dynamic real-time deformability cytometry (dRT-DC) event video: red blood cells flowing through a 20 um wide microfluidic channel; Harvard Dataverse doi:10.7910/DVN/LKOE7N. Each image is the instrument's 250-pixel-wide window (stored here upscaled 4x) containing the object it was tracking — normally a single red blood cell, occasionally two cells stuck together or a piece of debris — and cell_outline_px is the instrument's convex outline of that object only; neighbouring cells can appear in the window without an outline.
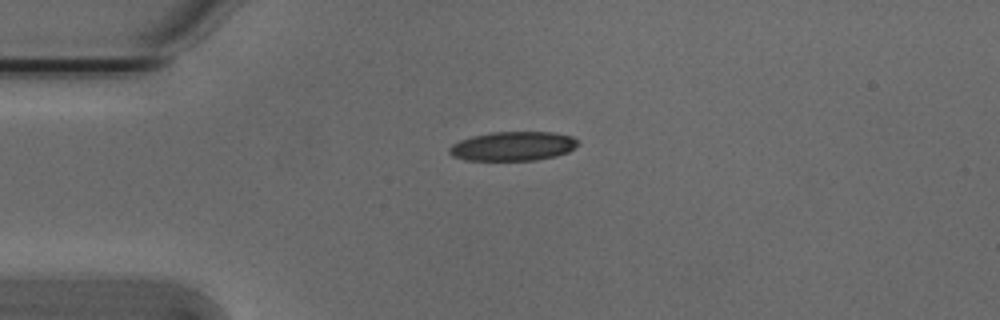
{"species": "Egyptian fruit bat (a non-hibernating species)", "species_latin": "Rousettus aegyptiacus", "temperature_condition": "cold", "stored_images_in_passage": 42, "camera_frame_rate_fps": 3000, "um_per_image_px": 0.085, "animal": {"sex": "male"}, "frame": {"image": 1, "passage_image": 1, "time_ms": 0.0, "image_size_px": [1000, 320], "cell_outline_px": [[580, 144], [568, 152], [556, 156], [536, 160], [464, 160], [452, 156], [448, 152], [448, 148], [452, 144], [460, 140], [472, 136], [492, 132], [552, 132], [572, 136]], "centroid_in_image_um": [43.59, 12.43], "position_along_channel_um": 41.4, "area_um2": 21.96}}
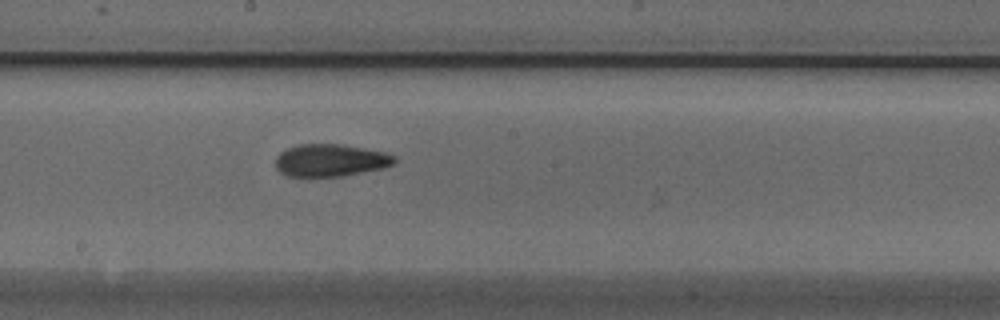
{"frame": {"image": 2, "passage_image": 17, "time_ms": 5.333, "image_size_px": [1000, 320], "cell_outline_px": [[396, 164], [384, 168], [344, 176], [288, 176], [280, 172], [276, 168], [276, 156], [280, 152], [296, 144], [336, 144], [388, 152], [396, 156]], "centroid_in_image_um": [28.13, 13.63], "position_along_channel_um": 220.1, "area_um2": 22.6}}
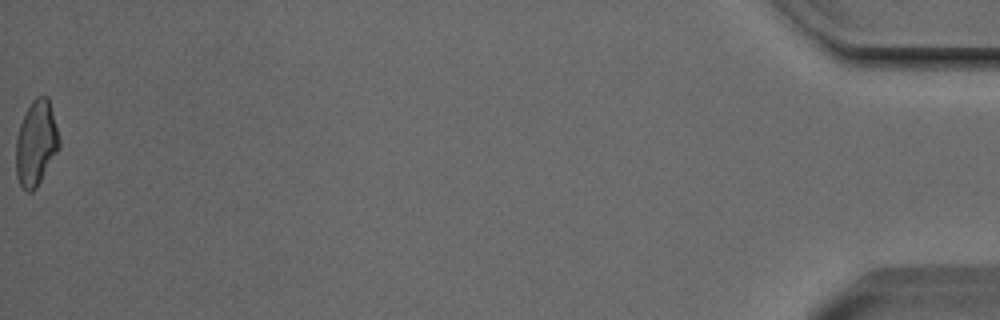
{"frame": {"image": 3, "passage_image": 42, "time_ms": 13.667, "image_size_px": [1000, 320], "cell_outline_px": [[60, 148], [36, 188], [32, 192], [28, 192], [20, 184], [16, 176], [16, 140], [20, 124], [32, 100], [36, 96], [48, 96], [60, 140]], "centroid_in_image_um": [3.07, 12.18], "position_along_channel_um": 432.1, "area_um2": 21.33}, "authors_computed_cell_mechanics": {"area_um2": 21.9062, "velocity_mm_per_s": 3.8145, "shape_relaxation_time_tau1_ms": 11.2442, "shape_relaxation_time_tau2_ms": 4.5624, "deformation_change_tau1": 0.2331, "deformation_change_tau2": 0.1185}}